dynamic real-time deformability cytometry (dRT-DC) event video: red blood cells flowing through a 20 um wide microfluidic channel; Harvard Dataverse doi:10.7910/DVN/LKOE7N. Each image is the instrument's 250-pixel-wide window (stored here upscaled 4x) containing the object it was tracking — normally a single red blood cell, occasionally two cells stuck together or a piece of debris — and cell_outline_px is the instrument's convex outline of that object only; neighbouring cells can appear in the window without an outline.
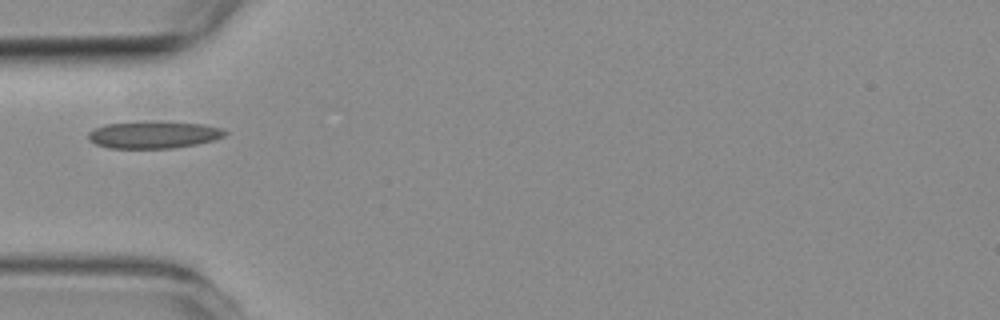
{"species": "common noctule bat (a hibernating species)", "species_latin": "Nyctalus noctula", "temperature_condition": "room temperature", "stored_images_in_passage": 1, "camera_frame_rate_fps": 3000, "um_per_image_px": 0.085, "animal": {"sex": "female", "body_mass_g": 19.3, "forearm_length_mm": 54.1}, "frame": {"image": 1, "passage_image": 1, "time_ms": 0.0, "image_size_px": [1000, 320], "cell_outline_px": [[228, 132], [224, 136], [212, 140], [196, 144], [172, 148], [108, 148], [96, 144], [88, 140], [88, 132], [104, 124], [204, 124], [224, 128]], "centroid_in_image_um": [13.06, 11.5], "position_along_channel_um": 71.9, "area_um2": 20.52}}